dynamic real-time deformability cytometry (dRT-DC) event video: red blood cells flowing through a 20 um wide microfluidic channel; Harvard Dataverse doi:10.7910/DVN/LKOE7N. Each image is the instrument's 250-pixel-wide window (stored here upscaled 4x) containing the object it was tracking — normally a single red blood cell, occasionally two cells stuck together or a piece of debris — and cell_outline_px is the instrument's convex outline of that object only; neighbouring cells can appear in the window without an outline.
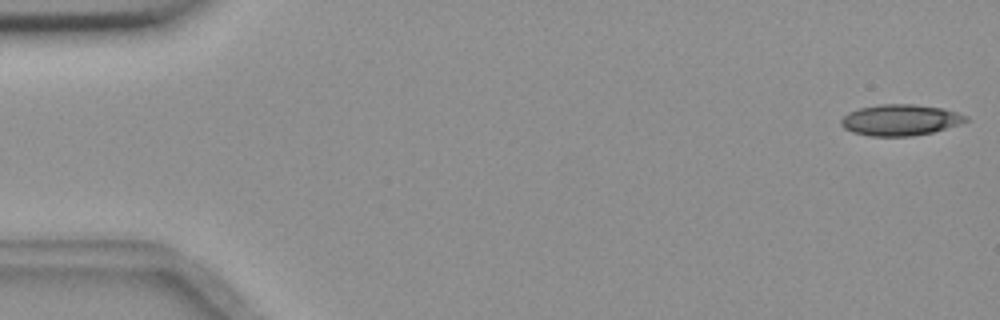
{"species": "common noctule bat (a hibernating species)", "species_latin": "Nyctalus noctula", "temperature_condition": "room temperature", "stored_images_in_passage": 50, "camera_frame_rate_fps": 3000, "um_per_image_px": 0.085, "animal": {"sex": "female", "body_mass_g": 18.4}, "frame": {"image": 1, "passage_image": 1, "time_ms": 0.0, "image_size_px": [1000, 320], "cell_outline_px": [[968, 120], [960, 124], [932, 132], [912, 136], [868, 136], [852, 132], [844, 128], [840, 124], [840, 120], [848, 112], [860, 108], [880, 104], [912, 104], [944, 108], [968, 116]], "centroid_in_image_um": [76.51, 10.2], "position_along_channel_um": 8.5, "area_um2": 22.66}}
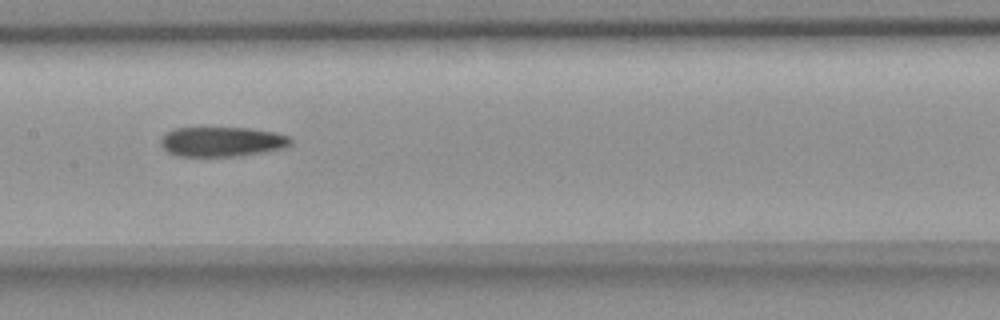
{"frame": {"image": 2, "passage_image": 27, "time_ms": 8.667, "image_size_px": [1000, 320], "cell_outline_px": [[292, 144], [284, 148], [264, 152], [240, 156], [180, 156], [168, 152], [160, 144], [160, 140], [164, 132], [172, 128], [248, 128], [276, 132], [292, 136]], "centroid_in_image_um": [18.89, 12.04], "position_along_channel_um": 188.5, "area_um2": 22.83}}
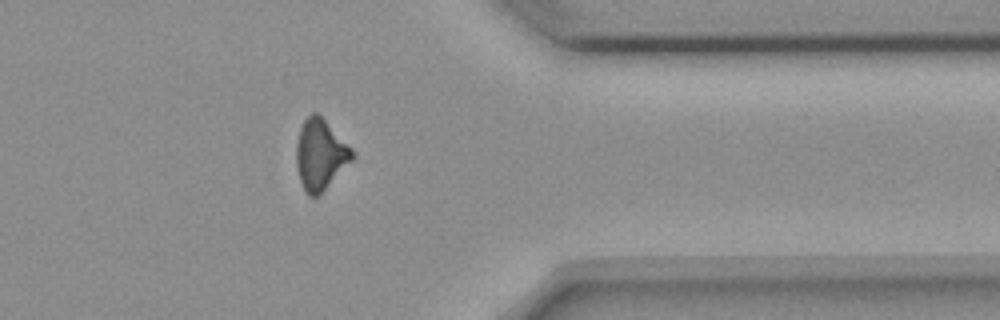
{"frame": {"image": 3, "passage_image": 44, "time_ms": 14.333, "image_size_px": [1000, 320], "cell_outline_px": [[356, 156], [320, 196], [308, 196], [304, 192], [300, 180], [296, 164], [296, 144], [300, 128], [304, 120], [312, 112], [316, 112], [356, 152]], "centroid_in_image_um": [27.23, 13.18], "position_along_channel_um": 384.2, "area_um2": 23.12}}